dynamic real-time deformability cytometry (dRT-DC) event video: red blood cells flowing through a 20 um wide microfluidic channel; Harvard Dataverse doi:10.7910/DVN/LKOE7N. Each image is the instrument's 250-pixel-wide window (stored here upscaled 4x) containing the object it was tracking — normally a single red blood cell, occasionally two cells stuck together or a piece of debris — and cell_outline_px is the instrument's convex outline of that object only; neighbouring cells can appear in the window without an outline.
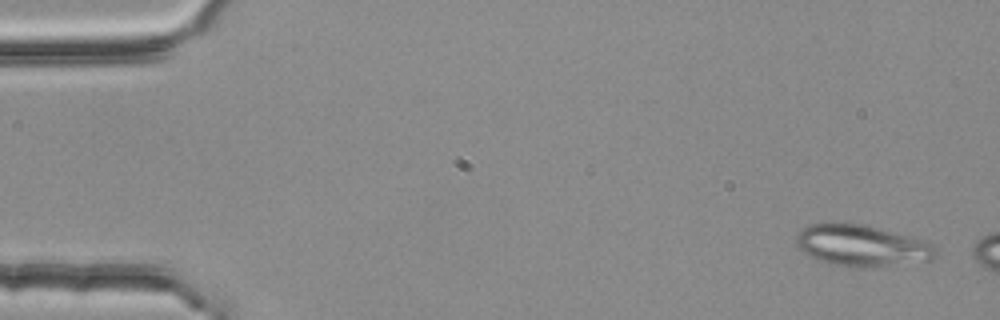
{"species": "common noctule bat (a hibernating species)", "species_latin": "Nyctalus noctula", "temperature_condition": "room temperature", "stored_images_in_passage": 5, "segment_of_instrument_passage": [2, 2], "camera_frame_rate_fps": 3000, "um_per_image_px": 0.085, "animal": {"sex": "female", "body_mass_g": 25.1}, "frame": {"image": 1, "passage_image": 5, "time_ms": 1.333, "image_size_px": [1000, 320], "cell_outline_px": [[936, 256], [932, 260], [864, 268], [856, 268], [832, 264], [808, 256], [796, 244], [796, 236], [800, 228], [808, 224], [836, 220], [864, 224], [908, 236], [932, 244], [936, 248]], "centroid_in_image_um": [73.17, 20.84], "position_along_channel_um": 11.8, "area_um2": 34.1}}